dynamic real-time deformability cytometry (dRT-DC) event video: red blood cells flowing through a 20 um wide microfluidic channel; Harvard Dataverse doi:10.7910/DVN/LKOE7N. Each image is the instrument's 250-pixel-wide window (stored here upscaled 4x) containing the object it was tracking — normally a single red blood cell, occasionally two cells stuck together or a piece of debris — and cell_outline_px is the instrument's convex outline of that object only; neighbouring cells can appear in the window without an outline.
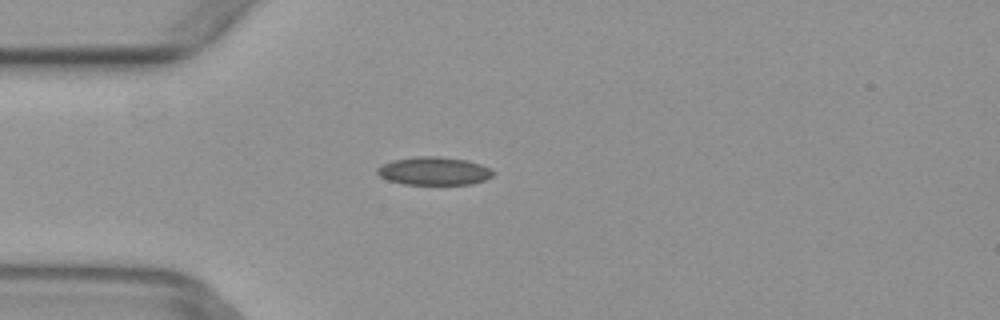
{"species": "common noctule bat (a hibernating species)", "species_latin": "Nyctalus noctula", "temperature_condition": "warm", "stored_images_in_passage": 3, "camera_frame_rate_fps": 3000, "um_per_image_px": 0.085, "animal": {"sex": "female", "body_mass_g": 29.2, "forearm_length_mm": 56.3}, "frame": {"image": 1, "passage_image": 3, "time_ms": 0.667, "image_size_px": [1000, 320], "cell_outline_px": [[492, 176], [484, 180], [472, 184], [404, 184], [388, 180], [380, 176], [376, 172], [376, 168], [392, 160], [416, 156], [440, 156], [468, 160], [480, 164], [488, 168], [492, 172]], "centroid_in_image_um": [36.86, 14.53], "position_along_channel_um": 48.1, "area_um2": 18.9}}